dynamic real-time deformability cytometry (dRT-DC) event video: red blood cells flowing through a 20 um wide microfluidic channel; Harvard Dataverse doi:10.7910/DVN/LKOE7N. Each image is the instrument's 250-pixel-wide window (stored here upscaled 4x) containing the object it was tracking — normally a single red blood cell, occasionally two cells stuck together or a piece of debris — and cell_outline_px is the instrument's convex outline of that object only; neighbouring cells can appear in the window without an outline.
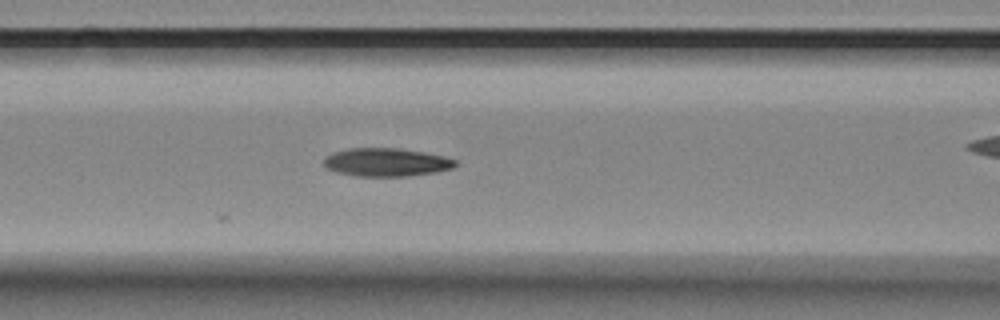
{"species": "Egyptian fruit bat (a non-hibernating species)", "species_latin": "Rousettus aegyptiacus", "temperature_condition": "room temperature", "stored_images_in_passage": 22, "camera_frame_rate_fps": 3000, "um_per_image_px": 0.085, "animal": {"sex": "female"}, "frame": {"image": 1, "passage_image": 22, "time_ms": 7.0, "image_size_px": [1000, 320], "cell_outline_px": [[456, 164], [452, 168], [432, 172], [408, 176], [356, 176], [336, 172], [328, 168], [324, 164], [324, 160], [328, 156], [336, 152], [348, 148], [400, 148], [424, 152], [444, 156], [456, 160]], "centroid_in_image_um": [32.84, 13.78], "position_along_channel_um": 133.8, "area_um2": 21.39}}